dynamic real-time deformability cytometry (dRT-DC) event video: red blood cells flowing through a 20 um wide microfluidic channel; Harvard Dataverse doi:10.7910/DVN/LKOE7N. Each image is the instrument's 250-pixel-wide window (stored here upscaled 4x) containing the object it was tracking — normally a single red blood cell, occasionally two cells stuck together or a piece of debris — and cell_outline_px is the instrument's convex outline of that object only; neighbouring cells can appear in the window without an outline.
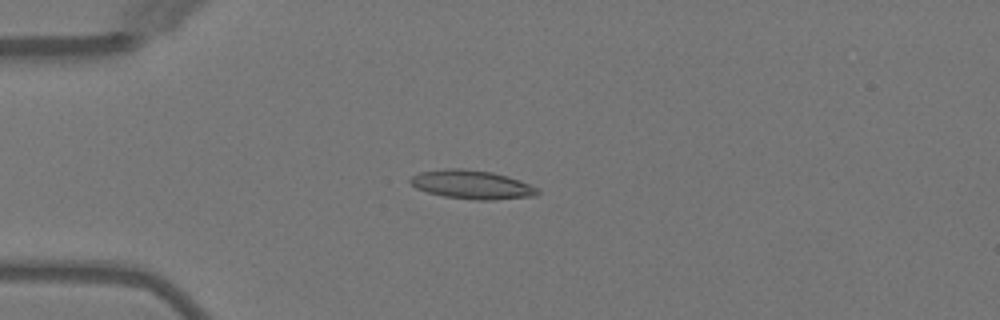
{"species": "Egyptian fruit bat (a non-hibernating species)", "species_latin": "Rousettus aegyptiacus", "temperature_condition": "warm", "stored_images_in_passage": 5, "camera_frame_rate_fps": 3000, "um_per_image_px": 0.085, "animal": {"sex": "female"}, "frame": {"image": 1, "passage_image": 2, "time_ms": 4.0, "image_size_px": [1000, 320], "cell_outline_px": [[540, 192], [536, 196], [492, 200], [476, 200], [444, 196], [428, 192], [416, 188], [408, 180], [412, 176], [420, 172], [448, 168], [460, 168], [492, 172], [508, 176], [520, 180], [540, 188]], "centroid_in_image_um": [40.16, 15.69], "position_along_channel_um": 44.8, "area_um2": 21.39}}
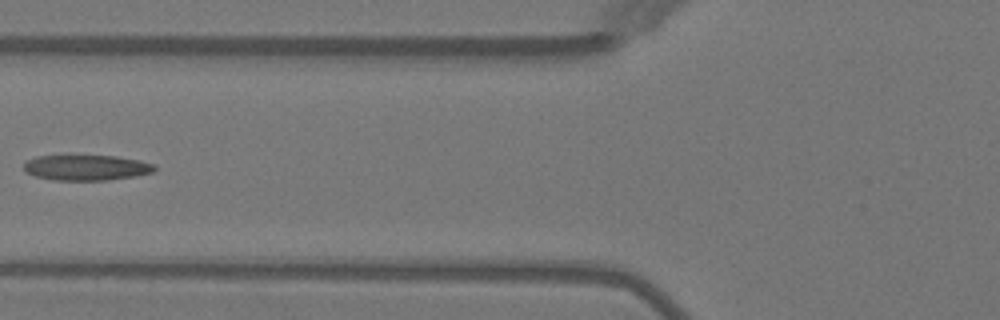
{"frame": {"image": 2, "passage_image": 4, "time_ms": 6.333, "image_size_px": [1000, 320], "cell_outline_px": [[156, 168], [152, 172], [136, 176], [108, 180], [56, 180], [36, 176], [24, 172], [24, 164], [28, 160], [36, 156], [68, 152], [116, 156], [140, 160], [156, 164]], "centroid_in_image_um": [7.31, 14.18], "position_along_channel_um": 118.5, "area_um2": 20.52}}
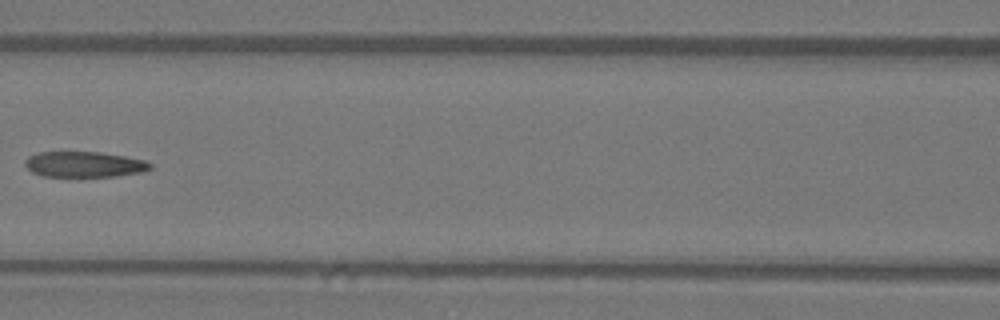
{"frame": {"image": 3, "passage_image": 5, "time_ms": 7.333, "image_size_px": [1000, 320], "cell_outline_px": [[152, 168], [144, 172], [116, 176], [44, 176], [32, 172], [24, 164], [24, 160], [28, 156], [40, 152], [100, 152], [124, 156], [144, 160], [152, 164]], "centroid_in_image_um": [7.17, 13.97], "position_along_channel_um": 159.4, "area_um2": 18.67}}